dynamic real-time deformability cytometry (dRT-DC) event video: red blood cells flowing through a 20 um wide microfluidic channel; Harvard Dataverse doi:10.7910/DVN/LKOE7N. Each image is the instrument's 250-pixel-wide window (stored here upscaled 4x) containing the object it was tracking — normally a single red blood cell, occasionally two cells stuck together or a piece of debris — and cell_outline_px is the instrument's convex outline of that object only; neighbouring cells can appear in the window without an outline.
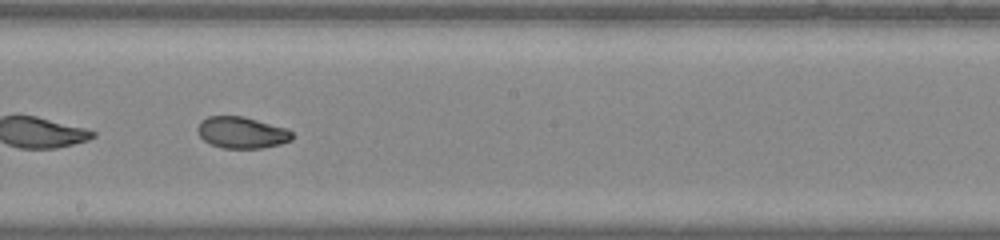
{"species": "common noctule bat (a hibernating species)", "species_latin": "Nyctalus noctula", "temperature_condition": "warm", "stored_images_in_passage": 36, "camera_frame_rate_fps": 3000, "um_per_image_px": 0.085, "animal": {"sex": "male", "body_mass_g": 20.0, "forearm_length_mm": 53.3}, "frame": {"image": 1, "passage_image": 16, "time_ms": 5.0, "image_size_px": [1000, 240], "cell_outline_px": [[292, 140], [280, 144], [260, 148], [220, 148], [204, 140], [200, 136], [196, 128], [200, 120], [208, 116], [244, 116], [288, 128], [292, 132]], "centroid_in_image_um": [20.54, 11.25], "position_along_channel_um": 227.7, "area_um2": 17.51}, "authors_computed_cell_mechanics": {"area_um2": 18.4382, "velocity_mm_per_s": 4.0245, "shape_relaxation_time_tau1_ms": null, "shape_relaxation_time_tau2_ms": 0.9948, "deformation_change_tau1": null, "deformation_change_tau2": 0.0433}}